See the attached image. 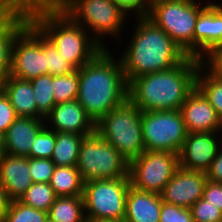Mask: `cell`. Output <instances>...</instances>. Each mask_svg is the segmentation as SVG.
<instances>
[{"instance_id":"obj_1","label":"cell","mask_w":222,"mask_h":222,"mask_svg":"<svg viewBox=\"0 0 222 222\" xmlns=\"http://www.w3.org/2000/svg\"><path fill=\"white\" fill-rule=\"evenodd\" d=\"M112 53L111 48H105L79 69L76 100L95 124L128 100L122 63Z\"/></svg>"},{"instance_id":"obj_2","label":"cell","mask_w":222,"mask_h":222,"mask_svg":"<svg viewBox=\"0 0 222 222\" xmlns=\"http://www.w3.org/2000/svg\"><path fill=\"white\" fill-rule=\"evenodd\" d=\"M200 59L187 56L171 69L145 74L128 83V100L141 111L180 110L196 87Z\"/></svg>"},{"instance_id":"obj_3","label":"cell","mask_w":222,"mask_h":222,"mask_svg":"<svg viewBox=\"0 0 222 222\" xmlns=\"http://www.w3.org/2000/svg\"><path fill=\"white\" fill-rule=\"evenodd\" d=\"M0 64L21 80L48 74L46 36L26 16L0 19Z\"/></svg>"},{"instance_id":"obj_4","label":"cell","mask_w":222,"mask_h":222,"mask_svg":"<svg viewBox=\"0 0 222 222\" xmlns=\"http://www.w3.org/2000/svg\"><path fill=\"white\" fill-rule=\"evenodd\" d=\"M134 19V33L119 56L127 83L141 75L171 69L188 56L146 16Z\"/></svg>"},{"instance_id":"obj_5","label":"cell","mask_w":222,"mask_h":222,"mask_svg":"<svg viewBox=\"0 0 222 222\" xmlns=\"http://www.w3.org/2000/svg\"><path fill=\"white\" fill-rule=\"evenodd\" d=\"M25 16L52 42L64 60L76 69L104 49L57 4L29 6Z\"/></svg>"},{"instance_id":"obj_6","label":"cell","mask_w":222,"mask_h":222,"mask_svg":"<svg viewBox=\"0 0 222 222\" xmlns=\"http://www.w3.org/2000/svg\"><path fill=\"white\" fill-rule=\"evenodd\" d=\"M57 5L105 49V38L123 39L128 15L113 0H60ZM128 19V20H127ZM122 34V35H121Z\"/></svg>"},{"instance_id":"obj_7","label":"cell","mask_w":222,"mask_h":222,"mask_svg":"<svg viewBox=\"0 0 222 222\" xmlns=\"http://www.w3.org/2000/svg\"><path fill=\"white\" fill-rule=\"evenodd\" d=\"M96 132L115 147L128 163L145 151L141 110L129 100L97 122Z\"/></svg>"},{"instance_id":"obj_8","label":"cell","mask_w":222,"mask_h":222,"mask_svg":"<svg viewBox=\"0 0 222 222\" xmlns=\"http://www.w3.org/2000/svg\"><path fill=\"white\" fill-rule=\"evenodd\" d=\"M206 5L200 2H150L146 17L167 33L188 56L193 57L196 21Z\"/></svg>"},{"instance_id":"obj_9","label":"cell","mask_w":222,"mask_h":222,"mask_svg":"<svg viewBox=\"0 0 222 222\" xmlns=\"http://www.w3.org/2000/svg\"><path fill=\"white\" fill-rule=\"evenodd\" d=\"M76 167L84 183L129 175L128 161L96 131L82 139Z\"/></svg>"},{"instance_id":"obj_10","label":"cell","mask_w":222,"mask_h":222,"mask_svg":"<svg viewBox=\"0 0 222 222\" xmlns=\"http://www.w3.org/2000/svg\"><path fill=\"white\" fill-rule=\"evenodd\" d=\"M130 185L129 175L85 182L83 199L86 218L123 222Z\"/></svg>"},{"instance_id":"obj_11","label":"cell","mask_w":222,"mask_h":222,"mask_svg":"<svg viewBox=\"0 0 222 222\" xmlns=\"http://www.w3.org/2000/svg\"><path fill=\"white\" fill-rule=\"evenodd\" d=\"M145 150L179 154L187 136L180 110L141 111Z\"/></svg>"},{"instance_id":"obj_12","label":"cell","mask_w":222,"mask_h":222,"mask_svg":"<svg viewBox=\"0 0 222 222\" xmlns=\"http://www.w3.org/2000/svg\"><path fill=\"white\" fill-rule=\"evenodd\" d=\"M179 168V154L145 150L129 163V178L134 188L161 194Z\"/></svg>"},{"instance_id":"obj_13","label":"cell","mask_w":222,"mask_h":222,"mask_svg":"<svg viewBox=\"0 0 222 222\" xmlns=\"http://www.w3.org/2000/svg\"><path fill=\"white\" fill-rule=\"evenodd\" d=\"M221 145V132L187 133L179 152V167L206 173Z\"/></svg>"},{"instance_id":"obj_14","label":"cell","mask_w":222,"mask_h":222,"mask_svg":"<svg viewBox=\"0 0 222 222\" xmlns=\"http://www.w3.org/2000/svg\"><path fill=\"white\" fill-rule=\"evenodd\" d=\"M207 181L205 172L179 167L162 191V200L179 207L190 208L200 198H203Z\"/></svg>"},{"instance_id":"obj_15","label":"cell","mask_w":222,"mask_h":222,"mask_svg":"<svg viewBox=\"0 0 222 222\" xmlns=\"http://www.w3.org/2000/svg\"><path fill=\"white\" fill-rule=\"evenodd\" d=\"M199 12L193 36V57L200 59L210 49L222 45V3L204 1Z\"/></svg>"},{"instance_id":"obj_16","label":"cell","mask_w":222,"mask_h":222,"mask_svg":"<svg viewBox=\"0 0 222 222\" xmlns=\"http://www.w3.org/2000/svg\"><path fill=\"white\" fill-rule=\"evenodd\" d=\"M45 125L55 132H72L84 136L96 131V124L77 100L56 104L45 117Z\"/></svg>"},{"instance_id":"obj_17","label":"cell","mask_w":222,"mask_h":222,"mask_svg":"<svg viewBox=\"0 0 222 222\" xmlns=\"http://www.w3.org/2000/svg\"><path fill=\"white\" fill-rule=\"evenodd\" d=\"M180 112L188 133L221 132L222 130V119L196 87L187 96Z\"/></svg>"},{"instance_id":"obj_18","label":"cell","mask_w":222,"mask_h":222,"mask_svg":"<svg viewBox=\"0 0 222 222\" xmlns=\"http://www.w3.org/2000/svg\"><path fill=\"white\" fill-rule=\"evenodd\" d=\"M45 126V119L17 117L2 135L0 152L28 157L38 132Z\"/></svg>"},{"instance_id":"obj_19","label":"cell","mask_w":222,"mask_h":222,"mask_svg":"<svg viewBox=\"0 0 222 222\" xmlns=\"http://www.w3.org/2000/svg\"><path fill=\"white\" fill-rule=\"evenodd\" d=\"M0 183L11 201L19 200L33 184L29 158L0 152Z\"/></svg>"},{"instance_id":"obj_20","label":"cell","mask_w":222,"mask_h":222,"mask_svg":"<svg viewBox=\"0 0 222 222\" xmlns=\"http://www.w3.org/2000/svg\"><path fill=\"white\" fill-rule=\"evenodd\" d=\"M162 202L161 194L141 191L130 185L123 222H159Z\"/></svg>"},{"instance_id":"obj_21","label":"cell","mask_w":222,"mask_h":222,"mask_svg":"<svg viewBox=\"0 0 222 222\" xmlns=\"http://www.w3.org/2000/svg\"><path fill=\"white\" fill-rule=\"evenodd\" d=\"M4 94L8 97L17 117L45 119L37 110L34 90L29 80L17 79L5 71Z\"/></svg>"},{"instance_id":"obj_22","label":"cell","mask_w":222,"mask_h":222,"mask_svg":"<svg viewBox=\"0 0 222 222\" xmlns=\"http://www.w3.org/2000/svg\"><path fill=\"white\" fill-rule=\"evenodd\" d=\"M49 184L57 197L83 196L84 181L76 166H56Z\"/></svg>"},{"instance_id":"obj_23","label":"cell","mask_w":222,"mask_h":222,"mask_svg":"<svg viewBox=\"0 0 222 222\" xmlns=\"http://www.w3.org/2000/svg\"><path fill=\"white\" fill-rule=\"evenodd\" d=\"M51 222H85L83 196L57 197L48 211Z\"/></svg>"},{"instance_id":"obj_24","label":"cell","mask_w":222,"mask_h":222,"mask_svg":"<svg viewBox=\"0 0 222 222\" xmlns=\"http://www.w3.org/2000/svg\"><path fill=\"white\" fill-rule=\"evenodd\" d=\"M84 135L56 132V143L51 156L55 166H76L79 148Z\"/></svg>"},{"instance_id":"obj_25","label":"cell","mask_w":222,"mask_h":222,"mask_svg":"<svg viewBox=\"0 0 222 222\" xmlns=\"http://www.w3.org/2000/svg\"><path fill=\"white\" fill-rule=\"evenodd\" d=\"M196 88L205 96L222 119V79L212 76L200 64L196 75Z\"/></svg>"},{"instance_id":"obj_26","label":"cell","mask_w":222,"mask_h":222,"mask_svg":"<svg viewBox=\"0 0 222 222\" xmlns=\"http://www.w3.org/2000/svg\"><path fill=\"white\" fill-rule=\"evenodd\" d=\"M57 195L49 183H33L19 199L25 205L48 213Z\"/></svg>"},{"instance_id":"obj_27","label":"cell","mask_w":222,"mask_h":222,"mask_svg":"<svg viewBox=\"0 0 222 222\" xmlns=\"http://www.w3.org/2000/svg\"><path fill=\"white\" fill-rule=\"evenodd\" d=\"M38 112L45 118L56 105L53 96V76L42 75L30 80Z\"/></svg>"},{"instance_id":"obj_28","label":"cell","mask_w":222,"mask_h":222,"mask_svg":"<svg viewBox=\"0 0 222 222\" xmlns=\"http://www.w3.org/2000/svg\"><path fill=\"white\" fill-rule=\"evenodd\" d=\"M79 87V69L70 74L53 76L55 104L76 100Z\"/></svg>"},{"instance_id":"obj_29","label":"cell","mask_w":222,"mask_h":222,"mask_svg":"<svg viewBox=\"0 0 222 222\" xmlns=\"http://www.w3.org/2000/svg\"><path fill=\"white\" fill-rule=\"evenodd\" d=\"M48 213L25 205L19 200H12L4 222H46Z\"/></svg>"},{"instance_id":"obj_30","label":"cell","mask_w":222,"mask_h":222,"mask_svg":"<svg viewBox=\"0 0 222 222\" xmlns=\"http://www.w3.org/2000/svg\"><path fill=\"white\" fill-rule=\"evenodd\" d=\"M55 143L56 132L45 125L36 135L29 157L51 159Z\"/></svg>"},{"instance_id":"obj_31","label":"cell","mask_w":222,"mask_h":222,"mask_svg":"<svg viewBox=\"0 0 222 222\" xmlns=\"http://www.w3.org/2000/svg\"><path fill=\"white\" fill-rule=\"evenodd\" d=\"M46 56L48 74L58 76L70 74L77 69L68 61H65L52 42L46 37Z\"/></svg>"},{"instance_id":"obj_32","label":"cell","mask_w":222,"mask_h":222,"mask_svg":"<svg viewBox=\"0 0 222 222\" xmlns=\"http://www.w3.org/2000/svg\"><path fill=\"white\" fill-rule=\"evenodd\" d=\"M55 167L51 159L29 157V169L33 183H50Z\"/></svg>"},{"instance_id":"obj_33","label":"cell","mask_w":222,"mask_h":222,"mask_svg":"<svg viewBox=\"0 0 222 222\" xmlns=\"http://www.w3.org/2000/svg\"><path fill=\"white\" fill-rule=\"evenodd\" d=\"M194 222H222V211L200 198L190 207Z\"/></svg>"},{"instance_id":"obj_34","label":"cell","mask_w":222,"mask_h":222,"mask_svg":"<svg viewBox=\"0 0 222 222\" xmlns=\"http://www.w3.org/2000/svg\"><path fill=\"white\" fill-rule=\"evenodd\" d=\"M159 222H194L190 208L162 202Z\"/></svg>"},{"instance_id":"obj_35","label":"cell","mask_w":222,"mask_h":222,"mask_svg":"<svg viewBox=\"0 0 222 222\" xmlns=\"http://www.w3.org/2000/svg\"><path fill=\"white\" fill-rule=\"evenodd\" d=\"M200 64L212 76L222 79V45L210 49L203 55Z\"/></svg>"},{"instance_id":"obj_36","label":"cell","mask_w":222,"mask_h":222,"mask_svg":"<svg viewBox=\"0 0 222 222\" xmlns=\"http://www.w3.org/2000/svg\"><path fill=\"white\" fill-rule=\"evenodd\" d=\"M127 15L144 17L148 13L150 0H113ZM133 13V14H132ZM132 14V15H131Z\"/></svg>"},{"instance_id":"obj_37","label":"cell","mask_w":222,"mask_h":222,"mask_svg":"<svg viewBox=\"0 0 222 222\" xmlns=\"http://www.w3.org/2000/svg\"><path fill=\"white\" fill-rule=\"evenodd\" d=\"M28 8L26 0H0V17H23Z\"/></svg>"},{"instance_id":"obj_38","label":"cell","mask_w":222,"mask_h":222,"mask_svg":"<svg viewBox=\"0 0 222 222\" xmlns=\"http://www.w3.org/2000/svg\"><path fill=\"white\" fill-rule=\"evenodd\" d=\"M17 118L14 108L11 106L5 94L0 96V135L2 136L8 127Z\"/></svg>"},{"instance_id":"obj_39","label":"cell","mask_w":222,"mask_h":222,"mask_svg":"<svg viewBox=\"0 0 222 222\" xmlns=\"http://www.w3.org/2000/svg\"><path fill=\"white\" fill-rule=\"evenodd\" d=\"M203 199L222 211V183L208 180L204 188Z\"/></svg>"},{"instance_id":"obj_40","label":"cell","mask_w":222,"mask_h":222,"mask_svg":"<svg viewBox=\"0 0 222 222\" xmlns=\"http://www.w3.org/2000/svg\"><path fill=\"white\" fill-rule=\"evenodd\" d=\"M206 176L212 182L222 183V145L218 149L210 169L206 172Z\"/></svg>"},{"instance_id":"obj_41","label":"cell","mask_w":222,"mask_h":222,"mask_svg":"<svg viewBox=\"0 0 222 222\" xmlns=\"http://www.w3.org/2000/svg\"><path fill=\"white\" fill-rule=\"evenodd\" d=\"M11 200L8 198L5 189L0 183V222H4L5 216L8 213Z\"/></svg>"},{"instance_id":"obj_42","label":"cell","mask_w":222,"mask_h":222,"mask_svg":"<svg viewBox=\"0 0 222 222\" xmlns=\"http://www.w3.org/2000/svg\"><path fill=\"white\" fill-rule=\"evenodd\" d=\"M60 0H26L28 6L36 4H57Z\"/></svg>"},{"instance_id":"obj_43","label":"cell","mask_w":222,"mask_h":222,"mask_svg":"<svg viewBox=\"0 0 222 222\" xmlns=\"http://www.w3.org/2000/svg\"><path fill=\"white\" fill-rule=\"evenodd\" d=\"M4 85H5V69L0 64V96L4 94Z\"/></svg>"},{"instance_id":"obj_44","label":"cell","mask_w":222,"mask_h":222,"mask_svg":"<svg viewBox=\"0 0 222 222\" xmlns=\"http://www.w3.org/2000/svg\"><path fill=\"white\" fill-rule=\"evenodd\" d=\"M165 1H181V2H203V0H150V2H165Z\"/></svg>"},{"instance_id":"obj_45","label":"cell","mask_w":222,"mask_h":222,"mask_svg":"<svg viewBox=\"0 0 222 222\" xmlns=\"http://www.w3.org/2000/svg\"><path fill=\"white\" fill-rule=\"evenodd\" d=\"M85 222H116V221H109V220H97V219H88L86 218Z\"/></svg>"}]
</instances>
